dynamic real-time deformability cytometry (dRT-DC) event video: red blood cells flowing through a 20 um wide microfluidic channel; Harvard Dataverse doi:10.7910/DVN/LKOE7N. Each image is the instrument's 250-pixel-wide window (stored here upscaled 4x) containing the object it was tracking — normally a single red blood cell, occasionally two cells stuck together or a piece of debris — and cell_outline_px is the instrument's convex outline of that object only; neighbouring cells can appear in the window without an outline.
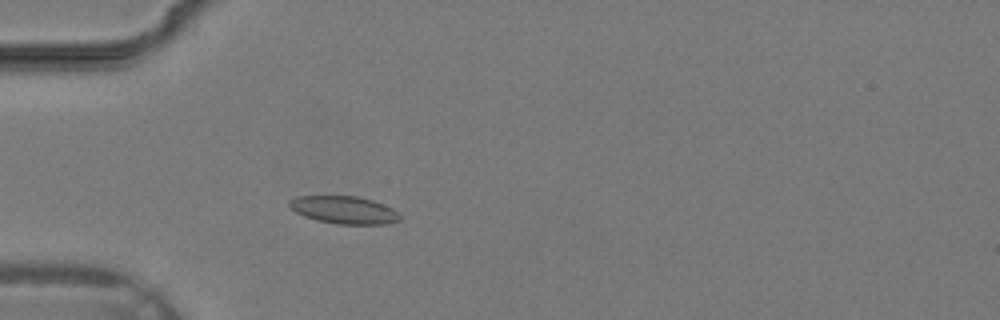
{"species": "common noctule bat (a hibernating species)", "species_latin": "Nyctalus noctula", "temperature_condition": "warm", "stored_images_in_passage": 34, "camera_frame_rate_fps": 3000, "um_per_image_px": 0.085, "animal": {"sex": "male", "body_mass_g": 19.2, "forearm_length_mm": 51.8}, "frame": {"image": 1, "passage_image": 8, "time_ms": 2.333, "image_size_px": [1000, 320], "cell_outline_px": [[400, 220], [388, 224], [336, 224], [316, 220], [304, 216], [296, 212], [288, 204], [288, 200], [296, 196], [356, 196], [372, 200], [392, 208], [400, 212]], "centroid_in_image_um": [29.25, 17.85], "position_along_channel_um": 55.8, "area_um2": 17.86}}
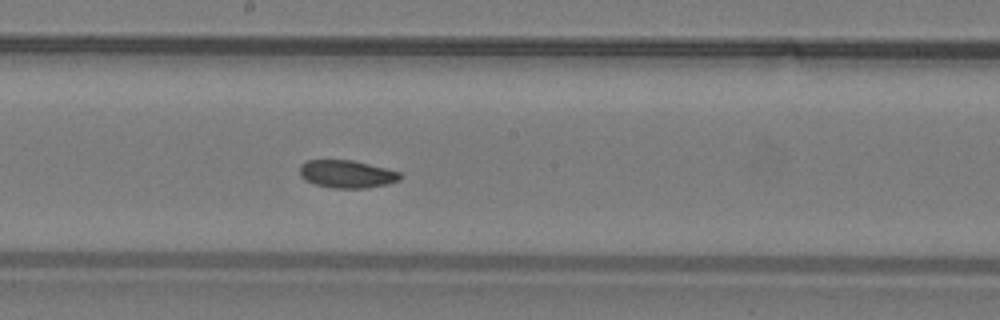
{"frame": {"image": 2, "passage_image": 17, "time_ms": 5.333, "image_size_px": [1000, 320], "cell_outline_px": [[400, 180], [388, 184], [368, 188], [332, 188], [316, 184], [304, 180], [300, 176], [300, 164], [308, 160], [352, 160], [400, 172]], "centroid_in_image_um": [29.46, 14.8], "position_along_channel_um": 218.7, "area_um2": 16.18}}
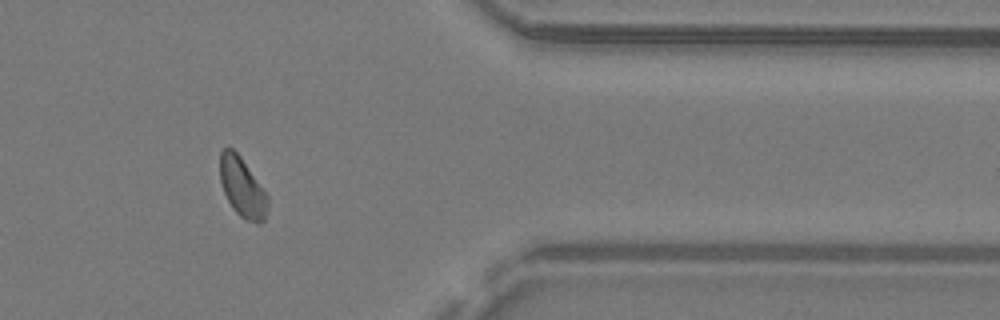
{"frame": {"image": 3, "passage_image": 27, "time_ms": 8.667, "image_size_px": [1000, 320], "cell_outline_px": [[268, 208], [264, 220], [260, 224], [256, 224], [244, 220], [232, 208], [224, 192], [220, 180], [220, 152], [224, 148], [232, 148], [240, 156], [268, 196]], "centroid_in_image_um": [20.6, 15.97], "position_along_channel_um": 390.8, "area_um2": 16.53}}